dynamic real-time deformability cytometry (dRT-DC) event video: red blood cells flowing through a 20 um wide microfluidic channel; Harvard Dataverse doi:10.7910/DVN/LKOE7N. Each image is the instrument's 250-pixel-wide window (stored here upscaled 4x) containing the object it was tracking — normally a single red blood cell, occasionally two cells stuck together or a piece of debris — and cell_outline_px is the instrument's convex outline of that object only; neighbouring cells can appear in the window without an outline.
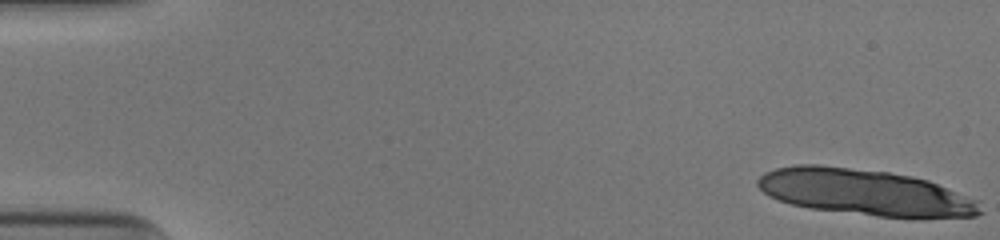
{"species": "human", "species_latin": "Homo sapiens", "temperature_condition": "cold", "stored_images_in_passage": 16, "camera_frame_rate_fps": 3000, "um_per_image_px": 0.085, "donor": {"sex": "male"}, "frame": {"image": 1, "passage_image": 1, "time_ms": 0.0, "image_size_px": [1000, 240], "cell_outline_px": [[984, 212], [976, 216], [876, 216], [808, 208], [792, 204], [768, 196], [756, 184], [756, 180], [764, 172], [776, 168], [796, 164], [816, 164], [888, 172], [912, 176], [928, 180], [980, 200]], "centroid_in_image_um": [73.5, 16.33], "position_along_channel_um": 11.5, "area_um2": 59.48}}